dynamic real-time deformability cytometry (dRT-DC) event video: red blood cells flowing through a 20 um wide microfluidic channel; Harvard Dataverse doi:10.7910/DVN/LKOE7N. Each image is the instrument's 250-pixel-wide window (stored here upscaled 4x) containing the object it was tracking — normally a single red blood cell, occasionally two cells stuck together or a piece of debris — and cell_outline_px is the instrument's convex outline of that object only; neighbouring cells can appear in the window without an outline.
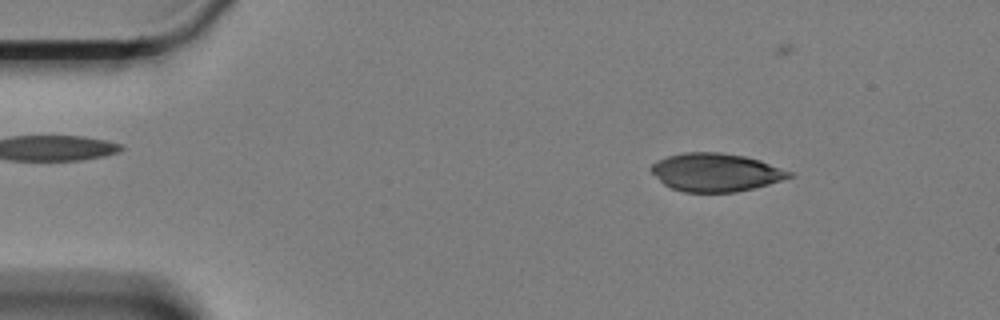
{"species": "Egyptian fruit bat (a non-hibernating species)", "species_latin": "Rousettus aegyptiacus", "temperature_condition": "cold", "stored_images_in_passage": 46, "camera_frame_rate_fps": 3000, "um_per_image_px": 0.085, "animal": {"sex": "female"}, "frame": {"image": 1, "passage_image": 7, "time_ms": 2.0, "image_size_px": [1000, 320], "cell_outline_px": [[796, 176], [768, 184], [736, 192], [684, 192], [672, 188], [664, 184], [648, 168], [656, 160], [668, 156], [684, 152], [720, 152], [744, 156], [760, 160], [792, 172]], "centroid_in_image_um": [60.83, 14.64], "position_along_channel_um": 24.2, "area_um2": 30.69}}
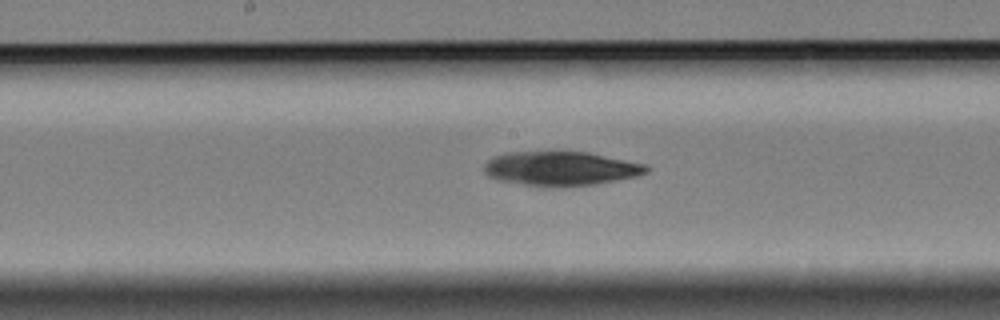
{"frame": {"image": 2, "passage_image": 29, "time_ms": 9.333, "image_size_px": [1000, 320], "cell_outline_px": [[652, 168], [648, 172], [636, 176], [596, 184], [560, 188], [540, 188], [500, 180], [488, 176], [484, 172], [484, 164], [492, 156], [508, 152], [588, 152], [648, 164]], "centroid_in_image_um": [47.68, 14.35], "position_along_channel_um": 200.5, "area_um2": 33.0}}
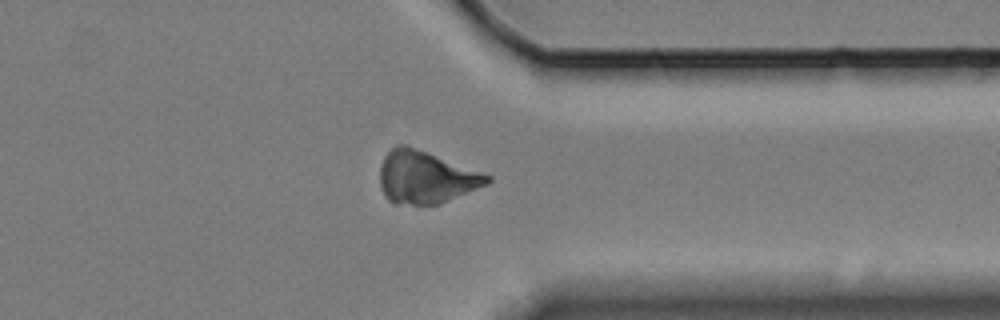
{"frame": {"image": 3, "passage_image": 45, "time_ms": 14.667, "image_size_px": [1000, 320], "cell_outline_px": [[492, 180], [488, 184], [440, 204], [392, 204], [388, 200], [380, 188], [380, 164], [384, 156], [396, 144], [404, 144], [428, 152], [492, 176]], "centroid_in_image_um": [36.17, 15.07], "position_along_channel_um": 375.2, "area_um2": 32.89}}